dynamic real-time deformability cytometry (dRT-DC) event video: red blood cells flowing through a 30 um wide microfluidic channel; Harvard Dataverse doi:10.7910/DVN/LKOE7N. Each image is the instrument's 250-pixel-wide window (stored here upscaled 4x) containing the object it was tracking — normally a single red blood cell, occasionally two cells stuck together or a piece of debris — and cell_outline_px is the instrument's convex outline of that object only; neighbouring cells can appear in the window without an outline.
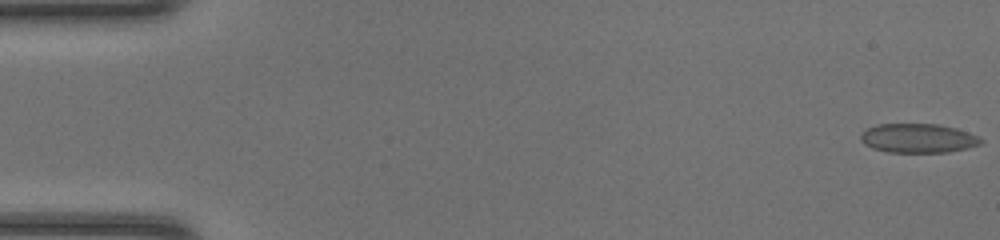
{"species": "common noctule bat (a hibernating species)", "species_latin": "Nyctalus noctula", "temperature_condition": "room temperature", "stored_images_in_passage": 48, "camera_frame_rate_fps": 3000, "um_per_image_px": 0.085, "animal": {"sex": "female", "body_mass_g": 20.0, "forearm_length_mm": 54.0}, "frame": {"image": 1, "passage_image": 1, "time_ms": 0.0, "image_size_px": [1000, 240], "cell_outline_px": [[984, 140], [980, 144], [968, 148], [948, 152], [888, 152], [872, 148], [864, 144], [860, 140], [860, 136], [868, 128], [876, 124], [936, 124], [956, 128], [968, 132]], "centroid_in_image_um": [78.03, 11.75], "position_along_channel_um": 7.0, "area_um2": 20.35}}
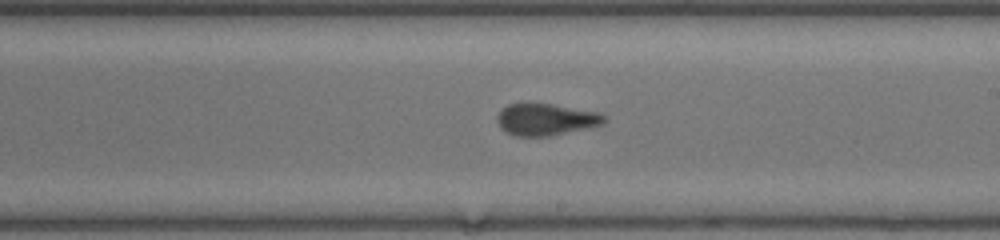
{"frame": {"image": 2, "passage_image": 28, "time_ms": 9.0, "image_size_px": [1000, 240], "cell_outline_px": [[608, 120], [604, 124], [548, 136], [516, 136], [500, 128], [496, 120], [496, 116], [508, 104], [552, 104], [600, 112], [608, 116]], "centroid_in_image_um": [46.45, 10.15], "position_along_channel_um": 242.6, "area_um2": 19.77}}
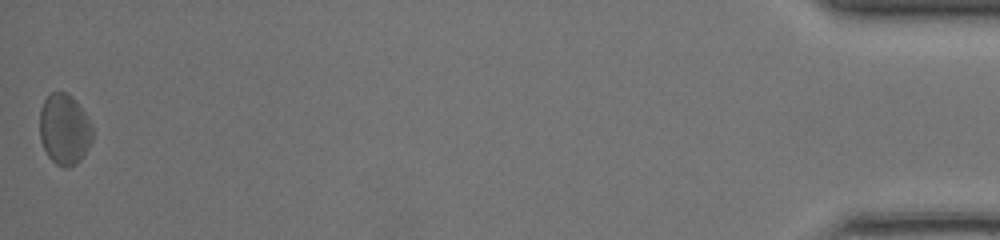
{"frame": {"image": 3, "passage_image": 48, "time_ms": 15.667, "image_size_px": [1000, 240], "cell_outline_px": [[92, 140], [88, 148], [80, 160], [76, 164], [68, 168], [64, 168], [56, 164], [48, 156], [40, 140], [40, 108], [44, 100], [52, 92], [68, 92], [76, 100], [92, 124]], "centroid_in_image_um": [5.47, 10.99], "position_along_channel_um": 429.7, "area_um2": 21.91}, "authors_computed_cell_mechanics": {"area_um2": 20.23, "velocity_mm_per_s": 4.3136, "shape_relaxation_time_tau1_ms": 5.3586, "shape_relaxation_time_tau2_ms": 1.7122, "deformation_change_tau1": 0.1268, "deformation_change_tau2": 0.0526}}